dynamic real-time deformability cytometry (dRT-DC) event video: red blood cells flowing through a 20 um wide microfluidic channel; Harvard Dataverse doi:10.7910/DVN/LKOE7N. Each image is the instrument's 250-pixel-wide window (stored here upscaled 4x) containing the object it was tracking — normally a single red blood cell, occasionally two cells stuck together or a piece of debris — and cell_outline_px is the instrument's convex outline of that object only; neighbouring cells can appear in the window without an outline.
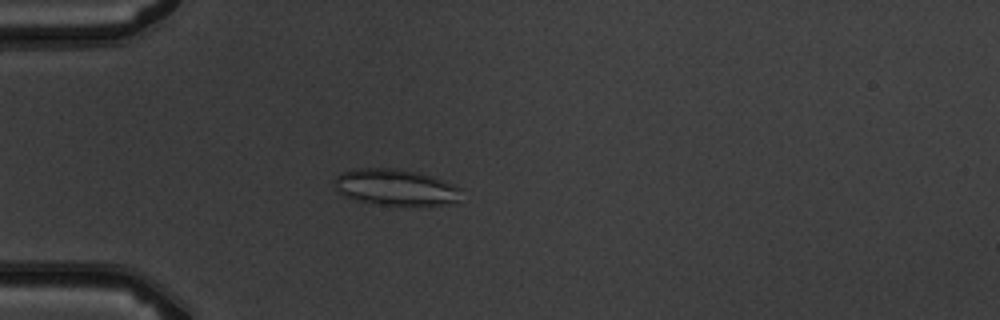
{"species": "common noctule bat (a hibernating species)", "species_latin": "Nyctalus noctula", "temperature_condition": "warm", "stored_images_in_passage": 6, "camera_frame_rate_fps": 3000, "um_per_image_px": 0.085, "animal": {"sex": "male", "body_mass_g": 19.5, "forearm_length_mm": 54.6}, "frame": {"image": 1, "passage_image": 5, "time_ms": 4.667, "image_size_px": [1000, 320], "cell_outline_px": [[460, 188], [456, 200], [448, 204], [380, 204], [356, 200], [340, 192], [336, 188], [336, 176], [340, 172], [356, 168], [396, 168], [420, 172], [432, 176], [452, 184]], "centroid_in_image_um": [33.58, 15.88], "position_along_channel_um": 51.4, "area_um2": 26.13}}